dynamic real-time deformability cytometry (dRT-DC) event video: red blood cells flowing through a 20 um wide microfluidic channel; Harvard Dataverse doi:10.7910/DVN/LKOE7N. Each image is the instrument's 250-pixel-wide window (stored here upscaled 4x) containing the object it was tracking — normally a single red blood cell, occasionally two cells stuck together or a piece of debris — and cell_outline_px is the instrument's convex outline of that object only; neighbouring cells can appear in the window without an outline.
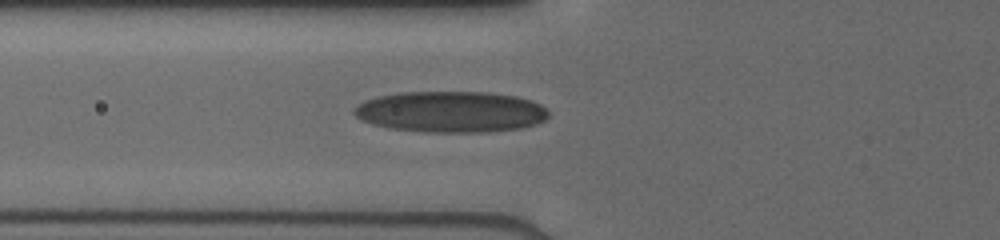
{"species": "human", "species_latin": "Homo sapiens", "temperature_condition": "cold", "stored_images_in_passage": 8, "camera_frame_rate_fps": 3000, "um_per_image_px": 0.085, "donor": {"sex": "male"}, "frame": {"image": 1, "passage_image": 8, "time_ms": 5.333, "image_size_px": [1000, 240], "cell_outline_px": [[548, 116], [544, 120], [536, 124], [524, 128], [488, 132], [424, 132], [392, 128], [372, 124], [360, 120], [352, 112], [360, 104], [368, 100], [380, 96], [404, 92], [488, 92], [516, 96], [532, 100], [548, 108]], "centroid_in_image_um": [38.39, 9.51], "position_along_channel_um": 87.4, "area_um2": 46.64}}